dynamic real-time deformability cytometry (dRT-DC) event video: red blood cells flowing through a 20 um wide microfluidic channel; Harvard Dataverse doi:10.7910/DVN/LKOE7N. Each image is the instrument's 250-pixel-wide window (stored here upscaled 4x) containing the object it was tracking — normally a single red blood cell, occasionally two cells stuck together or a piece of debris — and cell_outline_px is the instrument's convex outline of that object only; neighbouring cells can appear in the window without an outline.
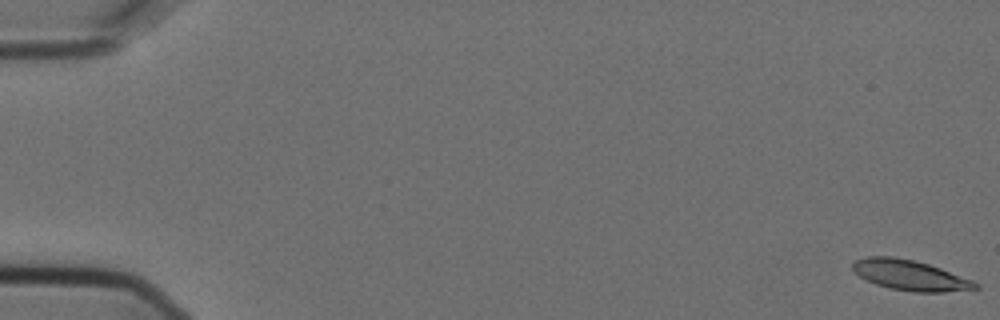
{"species": "Egyptian fruit bat (a non-hibernating species)", "species_latin": "Rousettus aegyptiacus", "temperature_condition": "cold", "stored_images_in_passage": 5, "camera_frame_rate_fps": 3000, "um_per_image_px": 0.085, "animal": {"sex": "female"}, "frame": {"image": 1, "passage_image": 1, "time_ms": 0.0, "image_size_px": [1000, 320], "cell_outline_px": [[980, 288], [944, 292], [912, 292], [888, 288], [876, 284], [852, 272], [852, 264], [856, 260], [868, 256], [892, 256], [912, 260], [928, 264], [940, 268], [972, 280], [980, 284]], "centroid_in_image_um": [77.34, 23.4], "position_along_channel_um": 7.7, "area_um2": 21.62}}
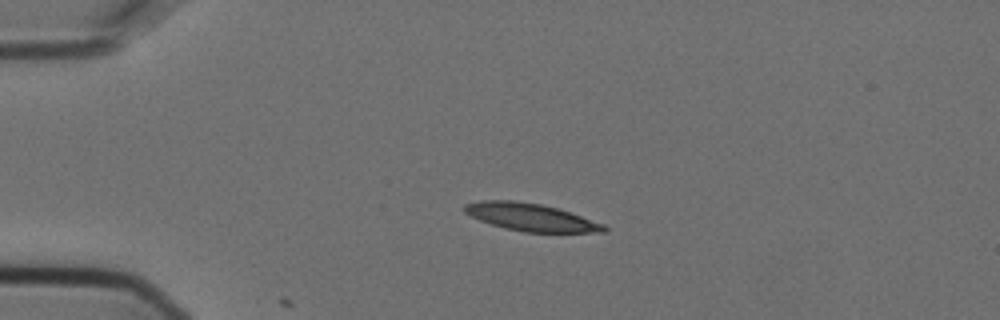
{"frame": {"image": 2, "passage_image": 4, "time_ms": 1.0, "image_size_px": [1000, 320], "cell_outline_px": [[608, 228], [604, 232], [524, 232], [504, 228], [480, 220], [464, 212], [464, 204], [480, 200], [512, 200], [540, 204], [556, 208], [604, 224]], "centroid_in_image_um": [45.08, 18.46], "position_along_channel_um": 39.9, "area_um2": 22.08}}